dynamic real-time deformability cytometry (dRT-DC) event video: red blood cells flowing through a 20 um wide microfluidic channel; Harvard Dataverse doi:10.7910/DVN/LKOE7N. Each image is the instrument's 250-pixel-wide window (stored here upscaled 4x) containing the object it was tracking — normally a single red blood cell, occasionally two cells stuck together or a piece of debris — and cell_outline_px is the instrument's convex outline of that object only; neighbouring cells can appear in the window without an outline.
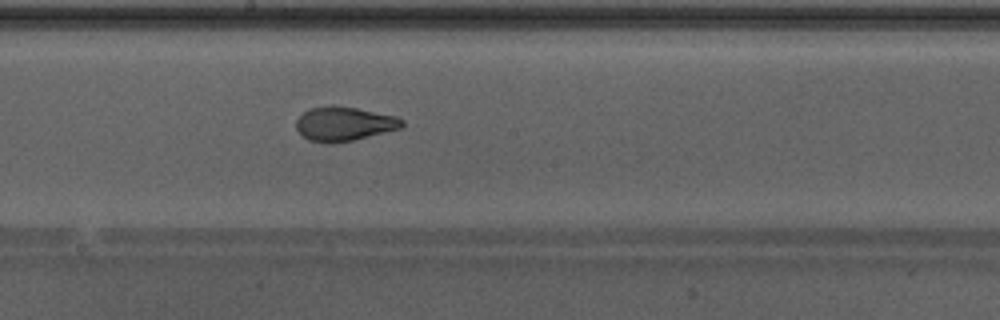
{"species": "Egyptian fruit bat (a non-hibernating species)", "species_latin": "Rousettus aegyptiacus", "temperature_condition": "warm", "stored_images_in_passage": 37, "camera_frame_rate_fps": 3000, "um_per_image_px": 0.085, "animal": {"sex": "male"}, "frame": {"image": 1, "passage_image": 16, "time_ms": 5.0, "image_size_px": [1000, 320], "cell_outline_px": [[404, 124], [400, 128], [352, 140], [308, 140], [296, 128], [296, 120], [308, 108], [328, 104], [336, 104], [396, 116], [404, 120]], "centroid_in_image_um": [29.25, 10.45], "position_along_channel_um": 219.0, "area_um2": 20.52}, "authors_computed_cell_mechanics": {"area_um2": 21.5016, "velocity_mm_per_s": 4.3051, "shape_relaxation_time_tau1_ms": 5.4552, "shape_relaxation_time_tau2_ms": 0.7924, "deformation_change_tau1": 0.2071, "deformation_change_tau2": 0.0593}}